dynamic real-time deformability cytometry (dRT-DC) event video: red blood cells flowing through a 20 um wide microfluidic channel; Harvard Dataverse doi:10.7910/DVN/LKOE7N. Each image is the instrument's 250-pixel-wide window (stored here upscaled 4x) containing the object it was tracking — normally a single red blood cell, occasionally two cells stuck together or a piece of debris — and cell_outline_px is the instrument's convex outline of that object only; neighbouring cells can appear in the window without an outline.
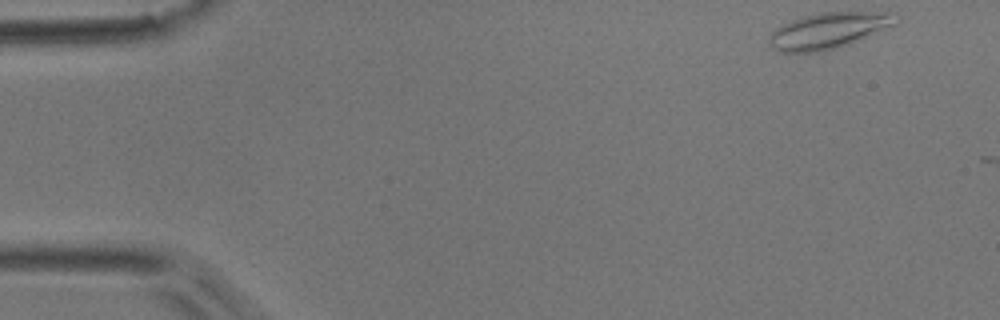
{"species": "common noctule bat (a hibernating species)", "species_latin": "Nyctalus noctula", "temperature_condition": "room temperature", "stored_images_in_passage": 11, "camera_frame_rate_fps": 3000, "um_per_image_px": 0.085, "animal": {"sex": "male", "body_mass_g": 17.9}, "frame": {"image": 1, "passage_image": 1, "time_ms": 0.0, "image_size_px": [1000, 320], "cell_outline_px": [[900, 20], [896, 24], [848, 44], [836, 48], [820, 52], [776, 52], [768, 44], [768, 36], [776, 28], [792, 20], [804, 16], [820, 12], [896, 12], [900, 16]], "centroid_in_image_um": [70.43, 2.59], "position_along_channel_um": 14.6, "area_um2": 26.7}}